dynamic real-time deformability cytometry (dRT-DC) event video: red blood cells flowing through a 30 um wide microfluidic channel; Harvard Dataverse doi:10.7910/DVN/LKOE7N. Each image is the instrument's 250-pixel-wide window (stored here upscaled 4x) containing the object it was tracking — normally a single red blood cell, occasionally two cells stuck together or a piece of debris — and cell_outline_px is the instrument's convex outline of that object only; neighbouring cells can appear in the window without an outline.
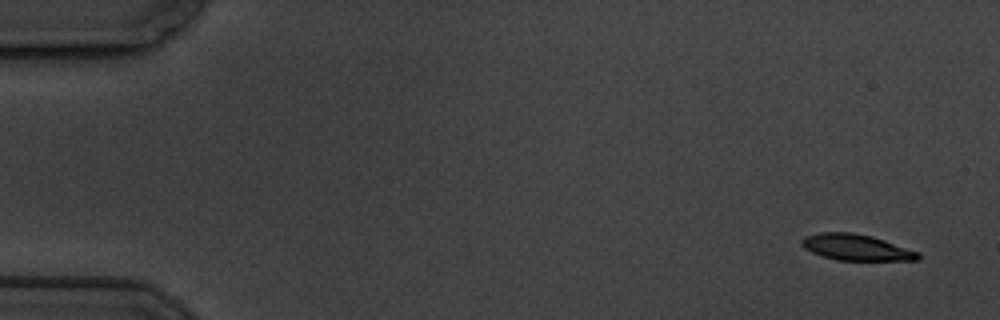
{"species": "common noctule bat (a hibernating species)", "species_latin": "Nyctalus noctula", "temperature_condition": "cold", "stored_images_in_passage": 15, "camera_frame_rate_fps": 3000, "um_per_image_px": 0.085, "animal": {"sex": "male", "body_mass_g": 19.5, "forearm_length_mm": 54.6}, "frame": {"image": 1, "passage_image": 1, "time_ms": 0.0, "image_size_px": [1000, 320], "cell_outline_px": [[920, 260], [836, 260], [820, 256], [804, 248], [800, 244], [800, 240], [804, 236], [820, 232], [852, 232], [872, 236], [920, 252]], "centroid_in_image_um": [72.74, 21.02], "position_along_channel_um": 12.3, "area_um2": 17.86}}
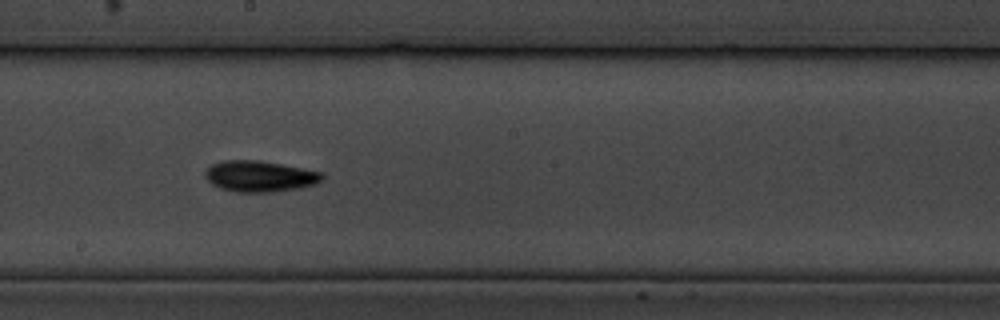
{"frame": {"image": 2, "passage_image": 9, "time_ms": 10.0, "image_size_px": [1000, 320], "cell_outline_px": [[324, 180], [316, 184], [300, 188], [272, 192], [232, 192], [220, 188], [212, 184], [204, 176], [204, 172], [212, 164], [224, 160], [260, 160], [320, 172], [324, 176]], "centroid_in_image_um": [22.06, 14.99], "position_along_channel_um": 226.1, "area_um2": 21.21}}
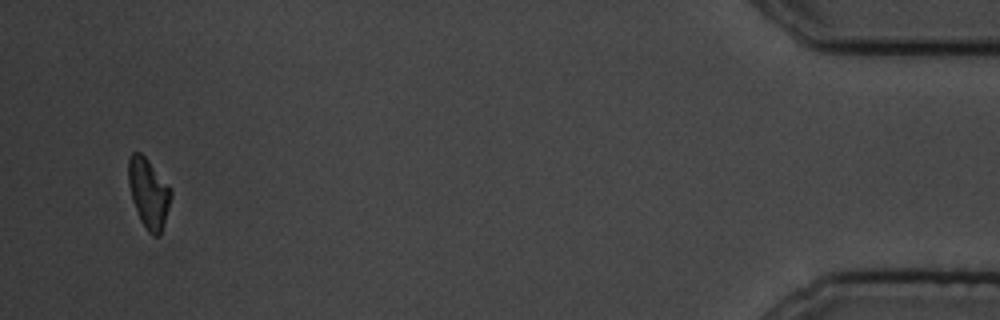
{"frame": {"image": 3, "passage_image": 15, "time_ms": 18.0, "image_size_px": [1000, 320], "cell_outline_px": [[172, 196], [160, 236], [152, 236], [148, 232], [140, 220], [132, 200], [128, 184], [128, 160], [132, 152], [140, 152], [148, 160], [172, 188]], "centroid_in_image_um": [12.63, 16.42], "position_along_channel_um": 422.6, "area_um2": 17.4}, "authors_computed_cell_mechanics": {"area_um2": 18.4382, "velocity_mm_per_s": 3.41, "shape_relaxation_time_tau1_ms": 1.3217, "shape_relaxation_time_tau2_ms": 9.6099, "deformation_change_tau1": 0.0908, "deformation_change_tau2": 0.1559}}